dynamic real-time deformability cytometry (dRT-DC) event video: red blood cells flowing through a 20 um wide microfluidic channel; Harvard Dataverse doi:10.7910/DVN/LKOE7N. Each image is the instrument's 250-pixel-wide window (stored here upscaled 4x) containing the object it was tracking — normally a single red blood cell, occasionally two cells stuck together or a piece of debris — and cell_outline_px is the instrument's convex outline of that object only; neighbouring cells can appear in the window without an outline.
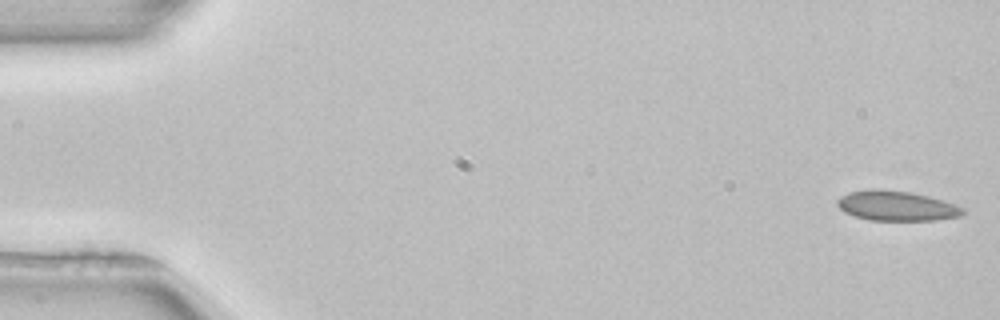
{"species": "common noctule bat (a hibernating species)", "species_latin": "Nyctalus noctula", "temperature_condition": "room temperature", "stored_images_in_passage": 52, "camera_frame_rate_fps": 3000, "um_per_image_px": 0.085, "animal": {"sex": "female", "body_mass_g": 22.7, "forearm_length_mm": 54.2}, "frame": {"image": 1, "passage_image": 1, "time_ms": 0.0, "image_size_px": [1000, 320], "cell_outline_px": [[964, 212], [960, 216], [936, 220], [868, 220], [844, 212], [836, 204], [836, 200], [840, 196], [848, 192], [872, 188], [876, 188], [912, 192], [928, 196], [956, 204], [964, 208]], "centroid_in_image_um": [76.18, 17.48], "position_along_channel_um": 8.8, "area_um2": 22.02}}
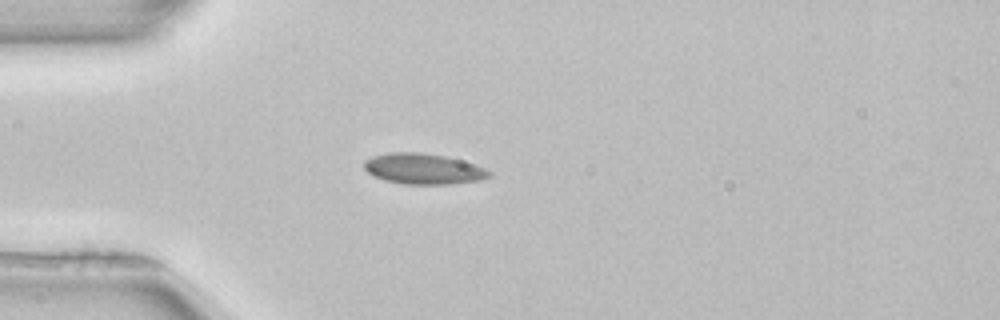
{"frame": {"image": 2, "passage_image": 14, "time_ms": 4.333, "image_size_px": [1000, 320], "cell_outline_px": [[492, 176], [480, 180], [452, 184], [404, 184], [384, 180], [372, 176], [364, 168], [364, 160], [372, 156], [388, 152], [416, 152], [444, 156], [460, 160], [484, 168], [492, 172]], "centroid_in_image_um": [35.95, 14.36], "position_along_channel_um": 49.0, "area_um2": 22.37}}
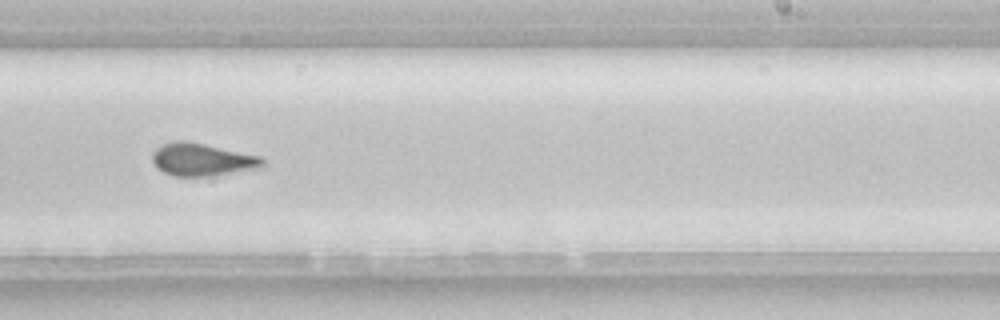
{"frame": {"image": 3, "passage_image": 32, "time_ms": 10.333, "image_size_px": [1000, 320], "cell_outline_px": [[264, 168], [208, 176], [172, 176], [156, 168], [152, 160], [152, 152], [156, 148], [172, 140], [184, 140], [204, 144], [260, 156], [264, 160]], "centroid_in_image_um": [17.17, 13.57], "position_along_channel_um": 271.8, "area_um2": 21.1}, "authors_computed_cell_mechanics": {"area_um2": 21.1259, "velocity_mm_per_s": 3.9387, "shape_relaxation_time_tau1_ms": null, "shape_relaxation_time_tau2_ms": 2.3922, "deformation_change_tau1": null, "deformation_change_tau2": 0.047}}